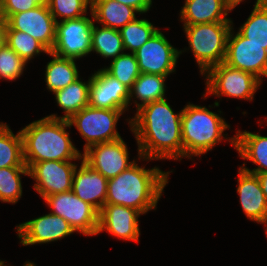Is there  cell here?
Segmentation results:
<instances>
[{
  "instance_id": "16",
  "label": "cell",
  "mask_w": 267,
  "mask_h": 266,
  "mask_svg": "<svg viewBox=\"0 0 267 266\" xmlns=\"http://www.w3.org/2000/svg\"><path fill=\"white\" fill-rule=\"evenodd\" d=\"M129 89L118 79L109 75L103 68L91 76L89 106L101 109L127 111Z\"/></svg>"
},
{
  "instance_id": "19",
  "label": "cell",
  "mask_w": 267,
  "mask_h": 266,
  "mask_svg": "<svg viewBox=\"0 0 267 266\" xmlns=\"http://www.w3.org/2000/svg\"><path fill=\"white\" fill-rule=\"evenodd\" d=\"M107 186L108 179L81 160L73 175L72 191L75 195L99 212L106 202Z\"/></svg>"
},
{
  "instance_id": "43",
  "label": "cell",
  "mask_w": 267,
  "mask_h": 266,
  "mask_svg": "<svg viewBox=\"0 0 267 266\" xmlns=\"http://www.w3.org/2000/svg\"><path fill=\"white\" fill-rule=\"evenodd\" d=\"M264 77H267V65H266V70H265Z\"/></svg>"
},
{
  "instance_id": "10",
  "label": "cell",
  "mask_w": 267,
  "mask_h": 266,
  "mask_svg": "<svg viewBox=\"0 0 267 266\" xmlns=\"http://www.w3.org/2000/svg\"><path fill=\"white\" fill-rule=\"evenodd\" d=\"M184 50H178L167 40L161 30H158L136 52L140 73L169 76L176 71L179 56Z\"/></svg>"
},
{
  "instance_id": "15",
  "label": "cell",
  "mask_w": 267,
  "mask_h": 266,
  "mask_svg": "<svg viewBox=\"0 0 267 266\" xmlns=\"http://www.w3.org/2000/svg\"><path fill=\"white\" fill-rule=\"evenodd\" d=\"M16 229L23 246L55 242L75 232L64 218L52 213L21 223Z\"/></svg>"
},
{
  "instance_id": "24",
  "label": "cell",
  "mask_w": 267,
  "mask_h": 266,
  "mask_svg": "<svg viewBox=\"0 0 267 266\" xmlns=\"http://www.w3.org/2000/svg\"><path fill=\"white\" fill-rule=\"evenodd\" d=\"M168 76H161L157 74H148L140 73L139 77L133 83L132 88L129 90V103L132 104L131 100H134L133 103L136 104V109L138 110L142 106L165 98L166 85L165 79Z\"/></svg>"
},
{
  "instance_id": "36",
  "label": "cell",
  "mask_w": 267,
  "mask_h": 266,
  "mask_svg": "<svg viewBox=\"0 0 267 266\" xmlns=\"http://www.w3.org/2000/svg\"><path fill=\"white\" fill-rule=\"evenodd\" d=\"M136 9L139 14L147 13L152 6L153 0H114Z\"/></svg>"
},
{
  "instance_id": "27",
  "label": "cell",
  "mask_w": 267,
  "mask_h": 266,
  "mask_svg": "<svg viewBox=\"0 0 267 266\" xmlns=\"http://www.w3.org/2000/svg\"><path fill=\"white\" fill-rule=\"evenodd\" d=\"M125 48L119 30L93 24L91 52L101 57L115 59L123 54Z\"/></svg>"
},
{
  "instance_id": "45",
  "label": "cell",
  "mask_w": 267,
  "mask_h": 266,
  "mask_svg": "<svg viewBox=\"0 0 267 266\" xmlns=\"http://www.w3.org/2000/svg\"><path fill=\"white\" fill-rule=\"evenodd\" d=\"M265 233H266V236H267V226H265Z\"/></svg>"
},
{
  "instance_id": "42",
  "label": "cell",
  "mask_w": 267,
  "mask_h": 266,
  "mask_svg": "<svg viewBox=\"0 0 267 266\" xmlns=\"http://www.w3.org/2000/svg\"><path fill=\"white\" fill-rule=\"evenodd\" d=\"M5 265V262L0 260V266H4Z\"/></svg>"
},
{
  "instance_id": "35",
  "label": "cell",
  "mask_w": 267,
  "mask_h": 266,
  "mask_svg": "<svg viewBox=\"0 0 267 266\" xmlns=\"http://www.w3.org/2000/svg\"><path fill=\"white\" fill-rule=\"evenodd\" d=\"M32 0H2L1 14L8 19L15 13L24 12L36 8Z\"/></svg>"
},
{
  "instance_id": "3",
  "label": "cell",
  "mask_w": 267,
  "mask_h": 266,
  "mask_svg": "<svg viewBox=\"0 0 267 266\" xmlns=\"http://www.w3.org/2000/svg\"><path fill=\"white\" fill-rule=\"evenodd\" d=\"M68 120L45 116L20 130L27 167L42 161L82 160V153L70 139Z\"/></svg>"
},
{
  "instance_id": "2",
  "label": "cell",
  "mask_w": 267,
  "mask_h": 266,
  "mask_svg": "<svg viewBox=\"0 0 267 266\" xmlns=\"http://www.w3.org/2000/svg\"><path fill=\"white\" fill-rule=\"evenodd\" d=\"M172 171L159 167L145 169L137 161L118 176L108 179L105 204L134 208L142 215L157 208Z\"/></svg>"
},
{
  "instance_id": "9",
  "label": "cell",
  "mask_w": 267,
  "mask_h": 266,
  "mask_svg": "<svg viewBox=\"0 0 267 266\" xmlns=\"http://www.w3.org/2000/svg\"><path fill=\"white\" fill-rule=\"evenodd\" d=\"M86 15L56 23L55 43L51 53L70 59H80L91 54V40L94 17Z\"/></svg>"
},
{
  "instance_id": "41",
  "label": "cell",
  "mask_w": 267,
  "mask_h": 266,
  "mask_svg": "<svg viewBox=\"0 0 267 266\" xmlns=\"http://www.w3.org/2000/svg\"><path fill=\"white\" fill-rule=\"evenodd\" d=\"M23 266H36V264L33 263L32 261L31 262L26 261Z\"/></svg>"
},
{
  "instance_id": "6",
  "label": "cell",
  "mask_w": 267,
  "mask_h": 266,
  "mask_svg": "<svg viewBox=\"0 0 267 266\" xmlns=\"http://www.w3.org/2000/svg\"><path fill=\"white\" fill-rule=\"evenodd\" d=\"M203 75L206 79L204 99L207 95H214L252 101L261 86V81L251 73L232 68L224 62L212 66Z\"/></svg>"
},
{
  "instance_id": "17",
  "label": "cell",
  "mask_w": 267,
  "mask_h": 266,
  "mask_svg": "<svg viewBox=\"0 0 267 266\" xmlns=\"http://www.w3.org/2000/svg\"><path fill=\"white\" fill-rule=\"evenodd\" d=\"M140 215L142 214L134 208L105 204L99 211L97 234L105 230L121 240L138 243L141 233L138 220Z\"/></svg>"
},
{
  "instance_id": "11",
  "label": "cell",
  "mask_w": 267,
  "mask_h": 266,
  "mask_svg": "<svg viewBox=\"0 0 267 266\" xmlns=\"http://www.w3.org/2000/svg\"><path fill=\"white\" fill-rule=\"evenodd\" d=\"M233 30L232 26L227 39L224 63L232 68L251 73L262 83L267 65V49L262 45L249 42V39L239 31L234 33Z\"/></svg>"
},
{
  "instance_id": "20",
  "label": "cell",
  "mask_w": 267,
  "mask_h": 266,
  "mask_svg": "<svg viewBox=\"0 0 267 266\" xmlns=\"http://www.w3.org/2000/svg\"><path fill=\"white\" fill-rule=\"evenodd\" d=\"M232 9L226 0H185L180 10L183 25H195L212 22H233L227 18Z\"/></svg>"
},
{
  "instance_id": "32",
  "label": "cell",
  "mask_w": 267,
  "mask_h": 266,
  "mask_svg": "<svg viewBox=\"0 0 267 266\" xmlns=\"http://www.w3.org/2000/svg\"><path fill=\"white\" fill-rule=\"evenodd\" d=\"M109 75L118 79L129 90L140 75L135 53L124 52L111 60L108 67L103 68Z\"/></svg>"
},
{
  "instance_id": "8",
  "label": "cell",
  "mask_w": 267,
  "mask_h": 266,
  "mask_svg": "<svg viewBox=\"0 0 267 266\" xmlns=\"http://www.w3.org/2000/svg\"><path fill=\"white\" fill-rule=\"evenodd\" d=\"M44 201L52 209L50 213L64 218L75 232L85 236L97 235L99 212L78 198L72 190L52 194Z\"/></svg>"
},
{
  "instance_id": "4",
  "label": "cell",
  "mask_w": 267,
  "mask_h": 266,
  "mask_svg": "<svg viewBox=\"0 0 267 266\" xmlns=\"http://www.w3.org/2000/svg\"><path fill=\"white\" fill-rule=\"evenodd\" d=\"M226 129H230V125L221 115L206 106L189 102L183 107L181 116L183 157L192 159L193 156L206 154L224 139L235 146V137L228 139V134L223 133Z\"/></svg>"
},
{
  "instance_id": "28",
  "label": "cell",
  "mask_w": 267,
  "mask_h": 266,
  "mask_svg": "<svg viewBox=\"0 0 267 266\" xmlns=\"http://www.w3.org/2000/svg\"><path fill=\"white\" fill-rule=\"evenodd\" d=\"M159 29L146 19H135L119 30L125 51L135 53Z\"/></svg>"
},
{
  "instance_id": "13",
  "label": "cell",
  "mask_w": 267,
  "mask_h": 266,
  "mask_svg": "<svg viewBox=\"0 0 267 266\" xmlns=\"http://www.w3.org/2000/svg\"><path fill=\"white\" fill-rule=\"evenodd\" d=\"M82 160L106 179L118 176L136 160L129 162V151L124 139L98 143L83 150Z\"/></svg>"
},
{
  "instance_id": "25",
  "label": "cell",
  "mask_w": 267,
  "mask_h": 266,
  "mask_svg": "<svg viewBox=\"0 0 267 266\" xmlns=\"http://www.w3.org/2000/svg\"><path fill=\"white\" fill-rule=\"evenodd\" d=\"M52 60L47 63L45 70V82L47 89L56 92L79 79V71L75 59L63 58L51 52Z\"/></svg>"
},
{
  "instance_id": "37",
  "label": "cell",
  "mask_w": 267,
  "mask_h": 266,
  "mask_svg": "<svg viewBox=\"0 0 267 266\" xmlns=\"http://www.w3.org/2000/svg\"><path fill=\"white\" fill-rule=\"evenodd\" d=\"M7 19L0 14V47L5 44L6 40Z\"/></svg>"
},
{
  "instance_id": "33",
  "label": "cell",
  "mask_w": 267,
  "mask_h": 266,
  "mask_svg": "<svg viewBox=\"0 0 267 266\" xmlns=\"http://www.w3.org/2000/svg\"><path fill=\"white\" fill-rule=\"evenodd\" d=\"M47 6L56 22H59L87 15L88 7L91 9V0H49Z\"/></svg>"
},
{
  "instance_id": "22",
  "label": "cell",
  "mask_w": 267,
  "mask_h": 266,
  "mask_svg": "<svg viewBox=\"0 0 267 266\" xmlns=\"http://www.w3.org/2000/svg\"><path fill=\"white\" fill-rule=\"evenodd\" d=\"M89 11L98 24L117 30L134 21L137 18L136 14H139L133 7L114 0H91Z\"/></svg>"
},
{
  "instance_id": "29",
  "label": "cell",
  "mask_w": 267,
  "mask_h": 266,
  "mask_svg": "<svg viewBox=\"0 0 267 266\" xmlns=\"http://www.w3.org/2000/svg\"><path fill=\"white\" fill-rule=\"evenodd\" d=\"M21 175L29 176L28 167L0 168V201L15 204L21 198Z\"/></svg>"
},
{
  "instance_id": "7",
  "label": "cell",
  "mask_w": 267,
  "mask_h": 266,
  "mask_svg": "<svg viewBox=\"0 0 267 266\" xmlns=\"http://www.w3.org/2000/svg\"><path fill=\"white\" fill-rule=\"evenodd\" d=\"M124 111L101 109L87 106L73 115L70 126H75L79 134L86 140L84 150L98 143L113 142L121 139L116 130L118 120Z\"/></svg>"
},
{
  "instance_id": "34",
  "label": "cell",
  "mask_w": 267,
  "mask_h": 266,
  "mask_svg": "<svg viewBox=\"0 0 267 266\" xmlns=\"http://www.w3.org/2000/svg\"><path fill=\"white\" fill-rule=\"evenodd\" d=\"M26 64L6 43L0 47V79L8 81L19 79Z\"/></svg>"
},
{
  "instance_id": "23",
  "label": "cell",
  "mask_w": 267,
  "mask_h": 266,
  "mask_svg": "<svg viewBox=\"0 0 267 266\" xmlns=\"http://www.w3.org/2000/svg\"><path fill=\"white\" fill-rule=\"evenodd\" d=\"M90 80L91 76L86 82L79 78L63 89L54 92L55 100L60 109L64 111V116L51 114L48 117L69 120L73 115L87 107L89 105Z\"/></svg>"
},
{
  "instance_id": "14",
  "label": "cell",
  "mask_w": 267,
  "mask_h": 266,
  "mask_svg": "<svg viewBox=\"0 0 267 266\" xmlns=\"http://www.w3.org/2000/svg\"><path fill=\"white\" fill-rule=\"evenodd\" d=\"M56 23L48 6H37L34 9L11 15L7 19L6 30L27 33L51 51L55 43Z\"/></svg>"
},
{
  "instance_id": "26",
  "label": "cell",
  "mask_w": 267,
  "mask_h": 266,
  "mask_svg": "<svg viewBox=\"0 0 267 266\" xmlns=\"http://www.w3.org/2000/svg\"><path fill=\"white\" fill-rule=\"evenodd\" d=\"M27 167L23 157V140L20 130L15 135L10 127L0 122V168Z\"/></svg>"
},
{
  "instance_id": "31",
  "label": "cell",
  "mask_w": 267,
  "mask_h": 266,
  "mask_svg": "<svg viewBox=\"0 0 267 266\" xmlns=\"http://www.w3.org/2000/svg\"><path fill=\"white\" fill-rule=\"evenodd\" d=\"M5 43L13 49L26 63L40 53L50 51L31 35L17 30H6Z\"/></svg>"
},
{
  "instance_id": "21",
  "label": "cell",
  "mask_w": 267,
  "mask_h": 266,
  "mask_svg": "<svg viewBox=\"0 0 267 266\" xmlns=\"http://www.w3.org/2000/svg\"><path fill=\"white\" fill-rule=\"evenodd\" d=\"M234 137V148L239 156L258 165L257 168L251 170L243 163L240 168L252 174L267 172V136L238 130Z\"/></svg>"
},
{
  "instance_id": "5",
  "label": "cell",
  "mask_w": 267,
  "mask_h": 266,
  "mask_svg": "<svg viewBox=\"0 0 267 266\" xmlns=\"http://www.w3.org/2000/svg\"><path fill=\"white\" fill-rule=\"evenodd\" d=\"M233 22H212L195 25H183L189 43L203 74L212 66L224 62L227 39Z\"/></svg>"
},
{
  "instance_id": "40",
  "label": "cell",
  "mask_w": 267,
  "mask_h": 266,
  "mask_svg": "<svg viewBox=\"0 0 267 266\" xmlns=\"http://www.w3.org/2000/svg\"><path fill=\"white\" fill-rule=\"evenodd\" d=\"M37 6H47L49 0H32Z\"/></svg>"
},
{
  "instance_id": "30",
  "label": "cell",
  "mask_w": 267,
  "mask_h": 266,
  "mask_svg": "<svg viewBox=\"0 0 267 266\" xmlns=\"http://www.w3.org/2000/svg\"><path fill=\"white\" fill-rule=\"evenodd\" d=\"M249 42L267 49V3L254 6L247 21L238 30Z\"/></svg>"
},
{
  "instance_id": "12",
  "label": "cell",
  "mask_w": 267,
  "mask_h": 266,
  "mask_svg": "<svg viewBox=\"0 0 267 266\" xmlns=\"http://www.w3.org/2000/svg\"><path fill=\"white\" fill-rule=\"evenodd\" d=\"M72 161H42L28 167L29 177L36 182L33 187L43 200L52 194L72 190L73 175L78 167Z\"/></svg>"
},
{
  "instance_id": "38",
  "label": "cell",
  "mask_w": 267,
  "mask_h": 266,
  "mask_svg": "<svg viewBox=\"0 0 267 266\" xmlns=\"http://www.w3.org/2000/svg\"><path fill=\"white\" fill-rule=\"evenodd\" d=\"M256 175L260 181L262 191H263L265 198H266V201H267V172L257 173Z\"/></svg>"
},
{
  "instance_id": "44",
  "label": "cell",
  "mask_w": 267,
  "mask_h": 266,
  "mask_svg": "<svg viewBox=\"0 0 267 266\" xmlns=\"http://www.w3.org/2000/svg\"><path fill=\"white\" fill-rule=\"evenodd\" d=\"M2 0H0V14H1Z\"/></svg>"
},
{
  "instance_id": "1",
  "label": "cell",
  "mask_w": 267,
  "mask_h": 266,
  "mask_svg": "<svg viewBox=\"0 0 267 266\" xmlns=\"http://www.w3.org/2000/svg\"><path fill=\"white\" fill-rule=\"evenodd\" d=\"M175 114L166 98L139 108L126 119L138 145V159L143 161L183 158L181 116Z\"/></svg>"
},
{
  "instance_id": "39",
  "label": "cell",
  "mask_w": 267,
  "mask_h": 266,
  "mask_svg": "<svg viewBox=\"0 0 267 266\" xmlns=\"http://www.w3.org/2000/svg\"><path fill=\"white\" fill-rule=\"evenodd\" d=\"M244 0H226L228 6L233 10L239 3H241ZM267 0H256L254 6H260L263 4H266Z\"/></svg>"
},
{
  "instance_id": "18",
  "label": "cell",
  "mask_w": 267,
  "mask_h": 266,
  "mask_svg": "<svg viewBox=\"0 0 267 266\" xmlns=\"http://www.w3.org/2000/svg\"><path fill=\"white\" fill-rule=\"evenodd\" d=\"M237 193L246 217L251 221L267 226V201L256 174L239 167Z\"/></svg>"
}]
</instances>
